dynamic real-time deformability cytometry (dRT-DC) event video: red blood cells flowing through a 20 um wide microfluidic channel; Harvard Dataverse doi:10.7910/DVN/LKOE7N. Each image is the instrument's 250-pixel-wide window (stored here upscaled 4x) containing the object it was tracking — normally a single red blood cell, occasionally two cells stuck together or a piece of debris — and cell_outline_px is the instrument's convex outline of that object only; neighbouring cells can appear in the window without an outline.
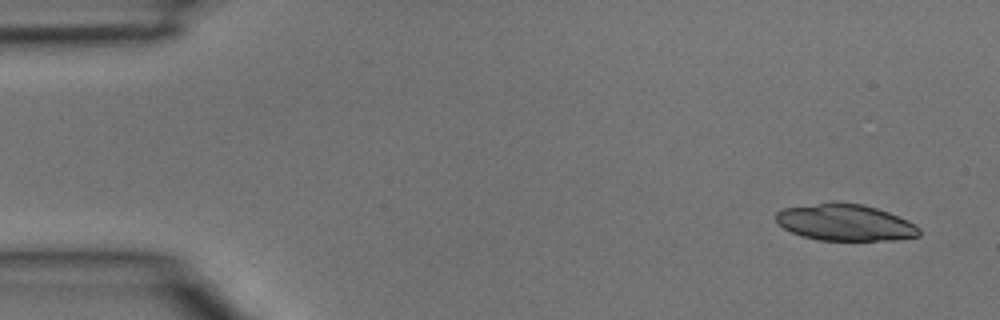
{"species": "common noctule bat (a hibernating species)", "species_latin": "Nyctalus noctula", "temperature_condition": "room temperature", "stored_images_in_passage": 3, "camera_frame_rate_fps": 3000, "um_per_image_px": 0.085, "animal": {"sex": "male", "body_mass_g": 15.6}, "frame": {"image": 1, "passage_image": 1, "time_ms": 0.0, "image_size_px": [1000, 320], "cell_outline_px": [[920, 236], [896, 240], [820, 240], [804, 236], [792, 232], [784, 228], [776, 220], [776, 212], [784, 208], [820, 204], [864, 204], [888, 212], [908, 220], [916, 224], [920, 228]], "centroid_in_image_um": [71.91, 18.94], "position_along_channel_um": 13.1, "area_um2": 29.88}}